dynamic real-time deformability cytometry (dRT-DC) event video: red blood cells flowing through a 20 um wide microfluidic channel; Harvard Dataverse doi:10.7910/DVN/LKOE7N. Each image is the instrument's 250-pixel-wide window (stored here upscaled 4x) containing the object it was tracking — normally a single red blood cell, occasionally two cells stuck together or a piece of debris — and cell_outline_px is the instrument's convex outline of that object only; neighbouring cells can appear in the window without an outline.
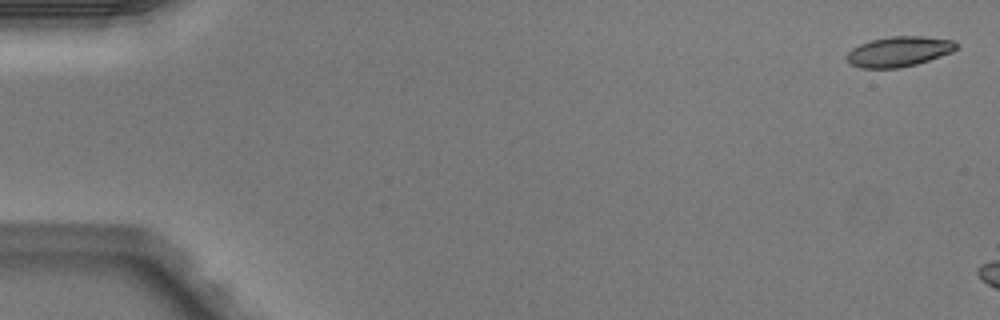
{"species": "Egyptian fruit bat (a non-hibernating species)", "species_latin": "Rousettus aegyptiacus", "temperature_condition": "warm", "stored_images_in_passage": 3, "camera_frame_rate_fps": 3000, "um_per_image_px": 0.085, "animal": {"sex": "male"}, "frame": {"image": 1, "passage_image": 1, "time_ms": 0.0, "image_size_px": [1000, 320], "cell_outline_px": [[960, 48], [952, 52], [916, 64], [900, 68], [860, 68], [852, 64], [844, 56], [852, 48], [860, 44], [872, 40], [892, 36], [924, 36], [952, 40], [960, 44]], "centroid_in_image_um": [76.44, 4.38], "position_along_channel_um": 8.6, "area_um2": 19.31}}